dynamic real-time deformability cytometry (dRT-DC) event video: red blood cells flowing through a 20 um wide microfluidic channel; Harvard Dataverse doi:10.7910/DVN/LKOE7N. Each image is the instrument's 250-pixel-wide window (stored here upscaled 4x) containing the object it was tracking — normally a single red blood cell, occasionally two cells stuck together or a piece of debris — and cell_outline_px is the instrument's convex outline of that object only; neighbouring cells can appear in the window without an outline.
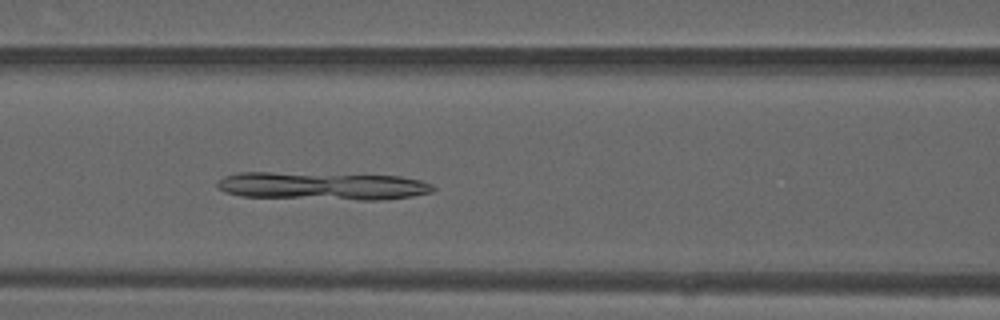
{"species": "common noctule bat (a hibernating species)", "species_latin": "Nyctalus noctula", "temperature_condition": "warm", "stored_images_in_passage": 49, "camera_frame_rate_fps": 3000, "um_per_image_px": 0.085, "animal": {"sex": "male", "forearm_length_mm": 52.5}, "frame": {"image": 1, "passage_image": 21, "time_ms": 6.667, "image_size_px": [1000, 320], "cell_outline_px": [[436, 188], [432, 192], [412, 196], [380, 200], [360, 200], [240, 196], [224, 192], [216, 188], [216, 184], [224, 176], [240, 172], [272, 172], [400, 176], [420, 180], [432, 184]], "centroid_in_image_um": [27.39, 15.81], "position_along_channel_um": 139.2, "area_um2": 35.2}}
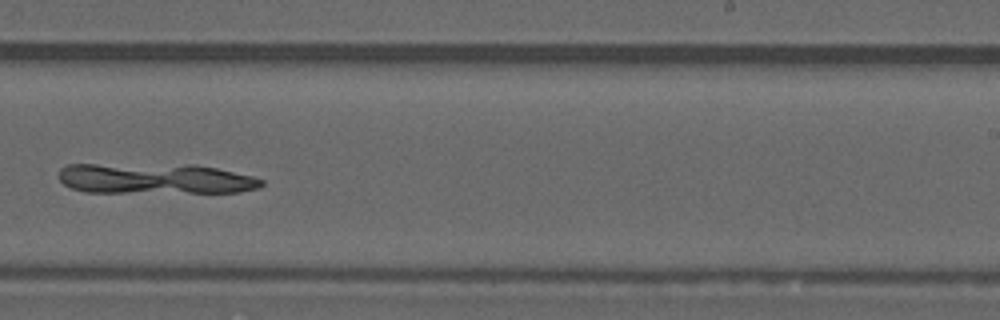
{"frame": {"image": 2, "passage_image": 31, "time_ms": 10.0, "image_size_px": [1000, 320], "cell_outline_px": [[264, 184], [256, 188], [240, 192], [84, 192], [72, 188], [64, 184], [60, 180], [60, 168], [68, 164], [196, 164], [216, 168], [252, 176], [264, 180]], "centroid_in_image_um": [13.18, 15.17], "position_along_channel_um": 275.8, "area_um2": 36.18}}
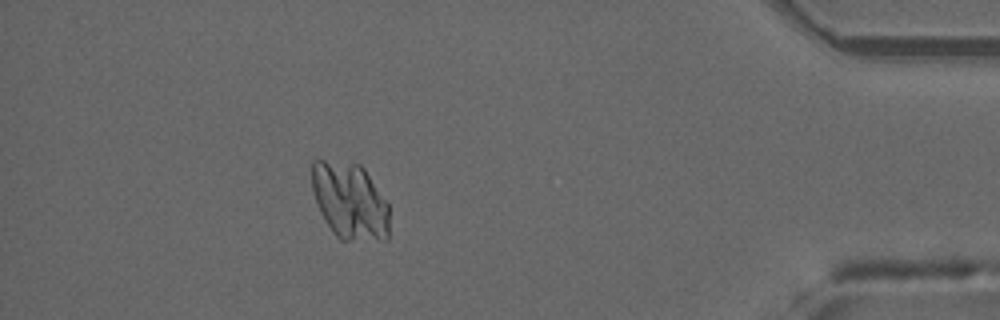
{"frame": {"image": 3, "passage_image": 44, "time_ms": 14.333, "image_size_px": [1000, 320], "cell_outline_px": [[388, 240], [340, 240], [332, 232], [320, 212], [316, 204], [312, 188], [312, 160], [324, 160], [360, 164], [364, 168], [388, 204]], "centroid_in_image_um": [29.72, 17.09], "position_along_channel_um": 405.5, "area_um2": 34.74}}